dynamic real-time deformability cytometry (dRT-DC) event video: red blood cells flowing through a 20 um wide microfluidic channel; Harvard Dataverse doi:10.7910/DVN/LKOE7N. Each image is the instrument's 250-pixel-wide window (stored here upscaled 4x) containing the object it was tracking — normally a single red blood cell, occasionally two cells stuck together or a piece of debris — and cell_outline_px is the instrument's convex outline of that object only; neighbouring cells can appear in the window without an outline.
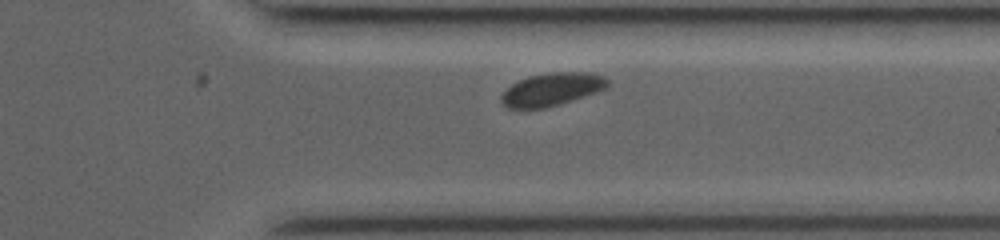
{"species": "common noctule bat (a hibernating species)", "species_latin": "Nyctalus noctula", "temperature_condition": "room temperature", "stored_images_in_passage": 20, "camera_frame_rate_fps": 3000, "um_per_image_px": 0.085, "animal": {"sex": "female", "body_mass_g": 19.0, "forearm_length_mm": 53.3}, "frame": {"image": 1, "passage_image": 20, "time_ms": 8.333, "image_size_px": [1000, 240], "cell_outline_px": [[608, 84], [604, 88], [596, 92], [560, 104], [544, 108], [508, 108], [500, 104], [500, 96], [512, 84], [528, 76], [552, 72], [588, 72], [604, 76], [608, 80]], "centroid_in_image_um": [46.87, 7.59], "position_along_channel_um": 364.5, "area_um2": 20.23}}